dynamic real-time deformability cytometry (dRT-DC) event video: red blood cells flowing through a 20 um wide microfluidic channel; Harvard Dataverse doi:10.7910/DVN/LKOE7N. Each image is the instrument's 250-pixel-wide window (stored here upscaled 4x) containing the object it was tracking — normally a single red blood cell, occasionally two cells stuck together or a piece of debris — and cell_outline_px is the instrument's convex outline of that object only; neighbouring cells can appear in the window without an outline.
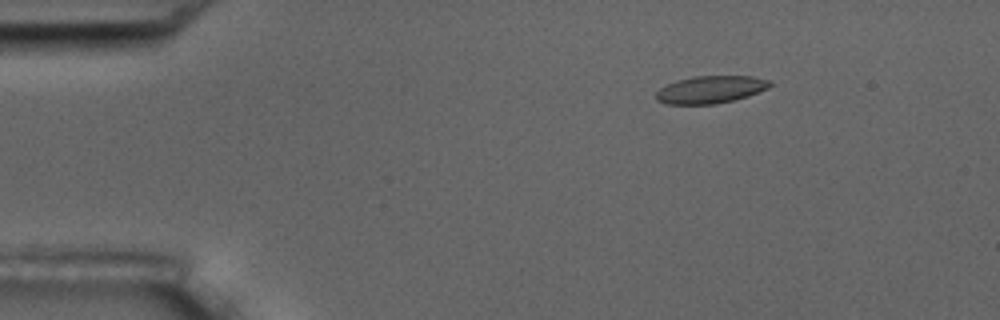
{"species": "common noctule bat (a hibernating species)", "species_latin": "Nyctalus noctula", "temperature_condition": "room temperature", "stored_images_in_passage": 4, "camera_frame_rate_fps": 3000, "um_per_image_px": 0.085, "animal": {"sex": "male", "body_mass_g": 17.5, "forearm_length_mm": 52.3}, "frame": {"image": 1, "passage_image": 1, "time_ms": 0.0, "image_size_px": [1000, 320], "cell_outline_px": [[772, 84], [768, 88], [748, 96], [716, 104], [668, 104], [656, 100], [656, 92], [660, 88], [676, 80], [692, 76], [752, 76], [772, 80]], "centroid_in_image_um": [60.41, 7.6], "position_along_channel_um": 24.6, "area_um2": 18.26}}
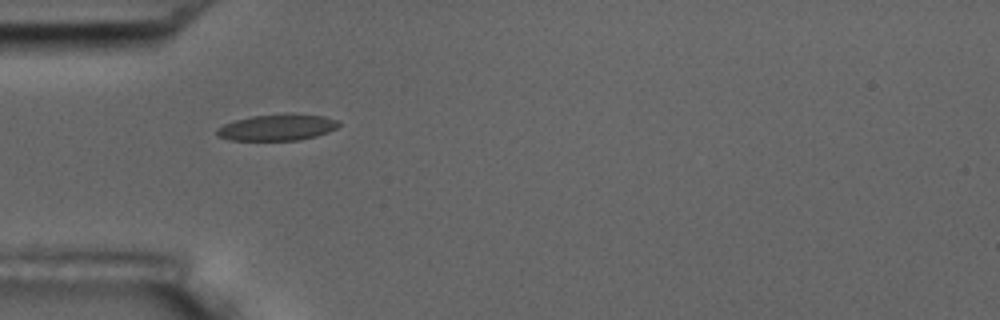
{"frame": {"image": 2, "passage_image": 3, "time_ms": 3.0, "image_size_px": [1000, 320], "cell_outline_px": [[340, 124], [336, 128], [328, 132], [316, 136], [300, 140], [232, 140], [216, 136], [216, 128], [224, 124], [236, 120], [252, 116], [288, 112], [292, 112], [324, 116], [336, 120]], "centroid_in_image_um": [23.57, 10.81], "position_along_channel_um": 61.4, "area_um2": 18.96}}